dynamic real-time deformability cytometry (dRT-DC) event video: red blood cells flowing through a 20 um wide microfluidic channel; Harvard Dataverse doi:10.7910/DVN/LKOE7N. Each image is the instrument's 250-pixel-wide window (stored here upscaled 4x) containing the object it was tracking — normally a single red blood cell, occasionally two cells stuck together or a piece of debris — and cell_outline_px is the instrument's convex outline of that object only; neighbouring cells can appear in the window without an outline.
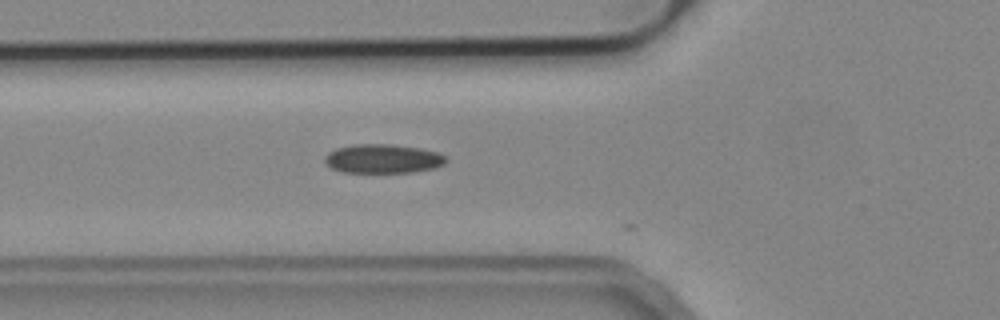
{"species": "common noctule bat (a hibernating species)", "species_latin": "Nyctalus noctula", "temperature_condition": "cold", "stored_images_in_passage": 31, "camera_frame_rate_fps": 3000, "um_per_image_px": 0.085, "animal": {"sex": "male", "body_mass_g": 19.2, "forearm_length_mm": 51.8}, "frame": {"image": 1, "passage_image": 2, "time_ms": 0.333, "image_size_px": [1000, 320], "cell_outline_px": [[448, 160], [444, 164], [432, 168], [412, 172], [344, 172], [332, 168], [324, 160], [324, 156], [328, 152], [336, 148], [356, 144], [392, 144], [420, 148], [436, 152], [444, 156]], "centroid_in_image_um": [32.53, 13.48], "position_along_channel_um": 93.3, "area_um2": 20.35}}
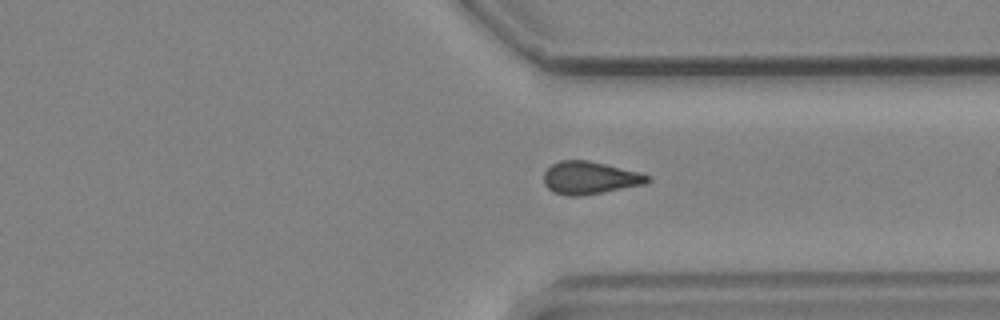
{"frame": {"image": 2, "passage_image": 23, "time_ms": 7.333, "image_size_px": [1000, 320], "cell_outline_px": [[652, 180], [644, 184], [580, 196], [568, 196], [552, 192], [544, 184], [544, 172], [552, 164], [560, 160], [588, 160], [652, 176]], "centroid_in_image_um": [50.1, 15.12], "position_along_channel_um": 361.3, "area_um2": 19.54}}
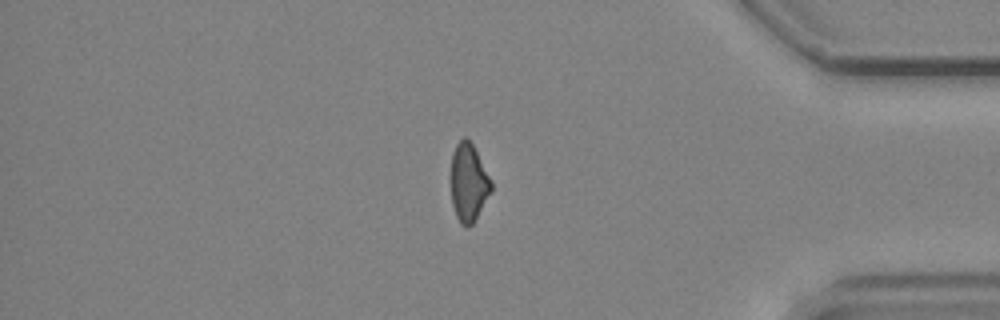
{"frame": {"image": 3, "passage_image": 28, "time_ms": 9.0, "image_size_px": [1000, 320], "cell_outline_px": [[492, 192], [472, 224], [468, 228], [460, 224], [456, 216], [452, 204], [452, 152], [456, 144], [464, 136], [472, 144], [492, 184]], "centroid_in_image_um": [39.82, 15.56], "position_along_channel_um": 395.4, "area_um2": 17.92}}